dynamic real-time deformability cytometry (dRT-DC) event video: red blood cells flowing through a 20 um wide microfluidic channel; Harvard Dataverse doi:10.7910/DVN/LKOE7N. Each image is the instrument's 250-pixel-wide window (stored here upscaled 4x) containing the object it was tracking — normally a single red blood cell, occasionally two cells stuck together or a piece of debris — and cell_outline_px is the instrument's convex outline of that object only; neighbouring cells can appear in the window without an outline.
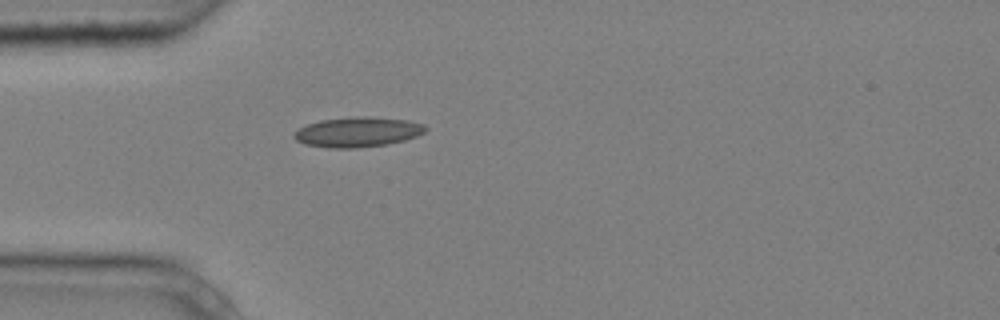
{"species": "common noctule bat (a hibernating species)", "species_latin": "Nyctalus noctula", "temperature_condition": "cold", "stored_images_in_passage": 1, "camera_frame_rate_fps": 3000, "um_per_image_px": 0.085, "animal": {"sex": "male", "body_mass_g": 20.4}, "frame": {"image": 1, "passage_image": 1, "time_ms": 0.0, "image_size_px": [1000, 320], "cell_outline_px": [[428, 128], [424, 132], [416, 136], [404, 140], [388, 144], [356, 148], [328, 148], [304, 144], [296, 140], [292, 136], [300, 128], [308, 124], [320, 120], [356, 116], [368, 116], [404, 120], [424, 124]], "centroid_in_image_um": [30.39, 11.22], "position_along_channel_um": 54.6, "area_um2": 22.89}}